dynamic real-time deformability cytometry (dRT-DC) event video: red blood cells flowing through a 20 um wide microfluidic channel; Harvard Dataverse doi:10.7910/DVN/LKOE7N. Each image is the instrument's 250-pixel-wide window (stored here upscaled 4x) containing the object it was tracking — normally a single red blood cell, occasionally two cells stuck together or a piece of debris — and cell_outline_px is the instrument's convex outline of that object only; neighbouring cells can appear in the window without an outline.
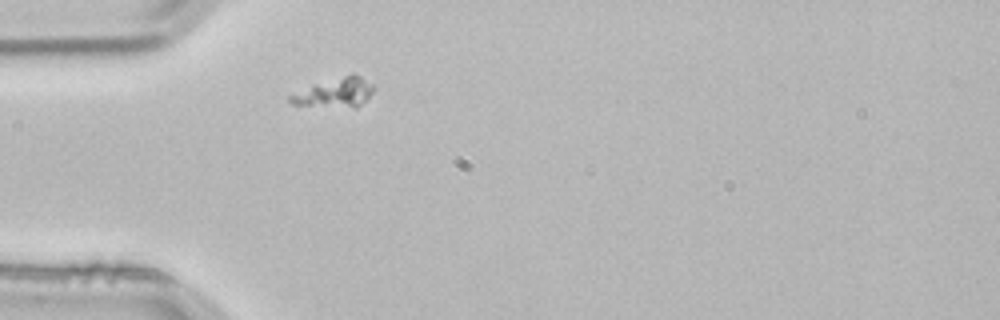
{"species": "common noctule bat (a hibernating species)", "species_latin": "Nyctalus noctula", "temperature_condition": "room temperature", "stored_images_in_passage": 1, "camera_frame_rate_fps": 3000, "um_per_image_px": 0.085, "animal": {"sex": "male", "body_mass_g": 21.5, "forearm_length_mm": 52.0}, "frame": {"image": 1, "passage_image": 1, "time_ms": 0.0, "image_size_px": [1000, 320], "cell_outline_px": [[376, 88], [356, 108], [292, 104], [288, 100], [288, 96], [316, 84], [352, 72], [360, 76], [372, 84]], "centroid_in_image_um": [28.51, 7.86], "position_along_channel_um": 56.5, "area_um2": 13.93}}